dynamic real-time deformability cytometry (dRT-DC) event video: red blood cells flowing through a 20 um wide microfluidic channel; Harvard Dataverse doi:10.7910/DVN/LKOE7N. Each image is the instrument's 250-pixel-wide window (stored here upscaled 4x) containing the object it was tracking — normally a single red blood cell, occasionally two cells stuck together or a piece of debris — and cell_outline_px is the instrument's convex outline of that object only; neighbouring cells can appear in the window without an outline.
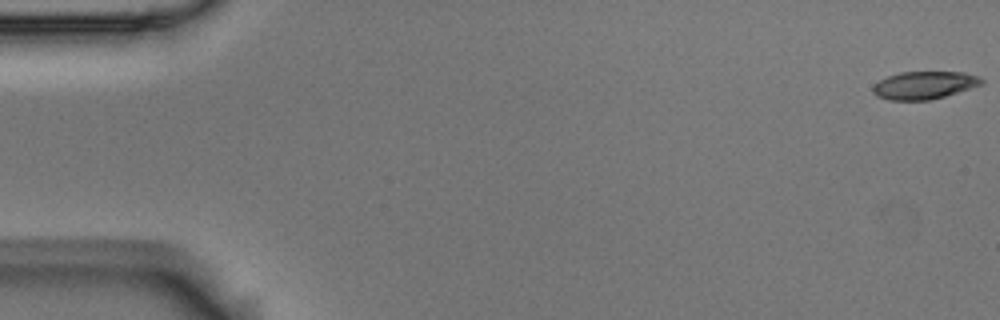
{"species": "Egyptian fruit bat (a non-hibernating species)", "species_latin": "Rousettus aegyptiacus", "temperature_condition": "room temperature", "stored_images_in_passage": 56, "camera_frame_rate_fps": 3000, "um_per_image_px": 0.085, "animal": {"sex": "male"}, "frame": {"image": 1, "passage_image": 1, "time_ms": 0.0, "image_size_px": [1000, 320], "cell_outline_px": [[984, 84], [944, 96], [928, 100], [888, 100], [876, 96], [872, 92], [872, 88], [880, 80], [888, 76], [900, 72], [964, 72], [980, 76], [984, 80]], "centroid_in_image_um": [78.58, 7.24], "position_along_channel_um": 6.4, "area_um2": 17.57}}
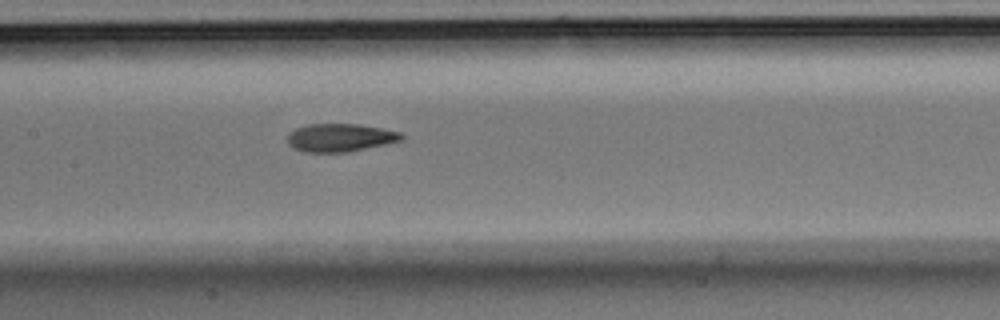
{"frame": {"image": 2, "passage_image": 27, "time_ms": 8.667, "image_size_px": [1000, 320], "cell_outline_px": [[404, 140], [348, 152], [304, 152], [292, 148], [288, 144], [288, 136], [296, 128], [308, 124], [360, 124], [400, 132], [404, 136]], "centroid_in_image_um": [28.92, 11.7], "position_along_channel_um": 178.5, "area_um2": 18.61}}
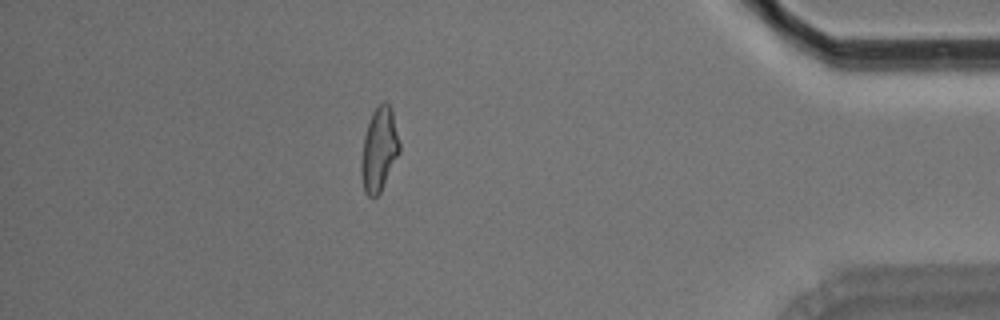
{"frame": {"image": 3, "passage_image": 49, "time_ms": 16.0, "image_size_px": [1000, 320], "cell_outline_px": [[400, 152], [380, 192], [376, 196], [368, 196], [364, 192], [360, 172], [360, 164], [364, 136], [372, 112], [384, 100], [392, 108], [400, 144]], "centroid_in_image_um": [32.22, 12.7], "position_along_channel_um": 403.0, "area_um2": 18.67}, "authors_computed_cell_mechanics": {"area_um2": 18.6116, "velocity_mm_per_s": 3.6425, "shape_relaxation_time_tau1_ms": 6.6962, "shape_relaxation_time_tau2_ms": 2.8333, "deformation_change_tau1": 0.2199, "deformation_change_tau2": 0.1016}}